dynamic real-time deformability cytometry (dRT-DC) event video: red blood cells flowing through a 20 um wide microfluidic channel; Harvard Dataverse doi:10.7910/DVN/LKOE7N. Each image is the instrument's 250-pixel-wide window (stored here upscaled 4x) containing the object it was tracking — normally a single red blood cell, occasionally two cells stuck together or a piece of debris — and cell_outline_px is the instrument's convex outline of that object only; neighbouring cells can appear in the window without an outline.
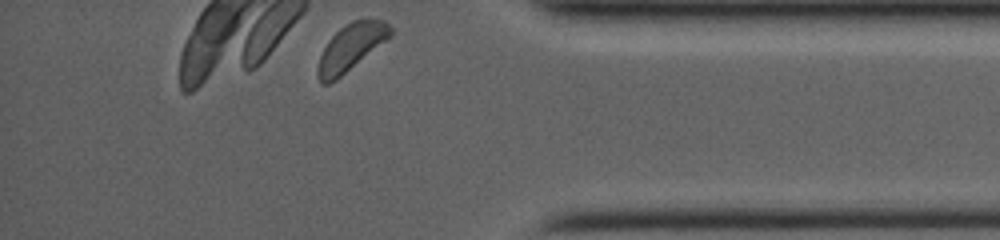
{"species": "common noctule bat (a hibernating species)", "species_latin": "Nyctalus noctula", "temperature_condition": "room temperature", "stored_images_in_passage": 25, "camera_frame_rate_fps": 4000, "um_per_image_px": 0.085, "animal": {"sex": "female", "body_mass_g": 19.0, "forearm_length_mm": 53.3}, "frame": {"image": 1, "passage_image": 25, "time_ms": 9.5, "image_size_px": [1000, 240], "cell_outline_px": [[392, 36], [336, 80], [328, 84], [320, 84], [316, 76], [316, 68], [320, 56], [328, 40], [344, 24], [352, 20], [368, 16], [384, 20], [392, 28]], "centroid_in_image_um": [29.83, 3.99], "position_along_channel_um": 405.4, "area_um2": 20.29}, "authors_computed_cell_mechanics": {"area_um2": 19.1318, "velocity_mm_per_s": 3.8607, "shape_relaxation_time_tau1_ms": 2.0327, "shape_relaxation_time_tau2_ms": null, "deformation_change_tau1": 0.0456, "deformation_change_tau2": null}}